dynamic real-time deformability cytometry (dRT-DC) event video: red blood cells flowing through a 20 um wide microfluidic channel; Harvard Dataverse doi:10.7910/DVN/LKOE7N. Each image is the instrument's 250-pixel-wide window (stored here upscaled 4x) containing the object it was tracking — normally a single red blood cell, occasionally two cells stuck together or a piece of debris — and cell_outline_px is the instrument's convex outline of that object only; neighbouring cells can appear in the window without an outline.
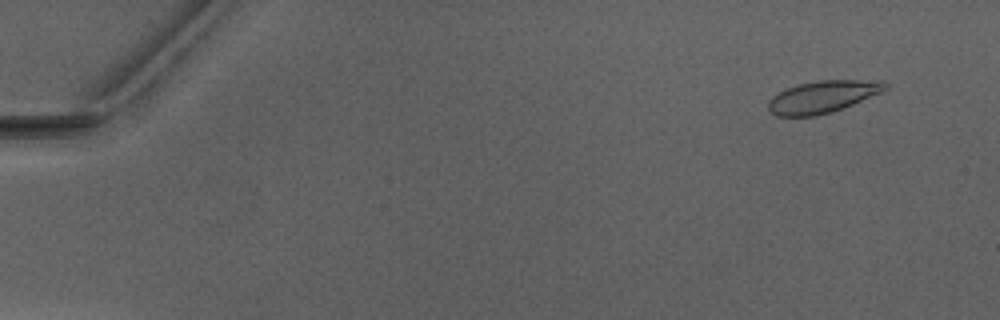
{"species": "Egyptian fruit bat (a non-hibernating species)", "species_latin": "Rousettus aegyptiacus", "temperature_condition": "warm", "stored_images_in_passage": 53, "camera_frame_rate_fps": 3000, "um_per_image_px": 0.085, "animal": {"sex": "male"}, "frame": {"image": 1, "passage_image": 5, "time_ms": 1.333, "image_size_px": [1000, 320], "cell_outline_px": [[888, 88], [880, 92], [852, 104], [832, 112], [816, 116], [776, 116], [768, 108], [768, 100], [772, 96], [784, 88], [800, 84], [820, 80], [880, 80], [888, 84]], "centroid_in_image_um": [69.89, 8.22], "position_along_channel_um": 15.1, "area_um2": 21.79}}
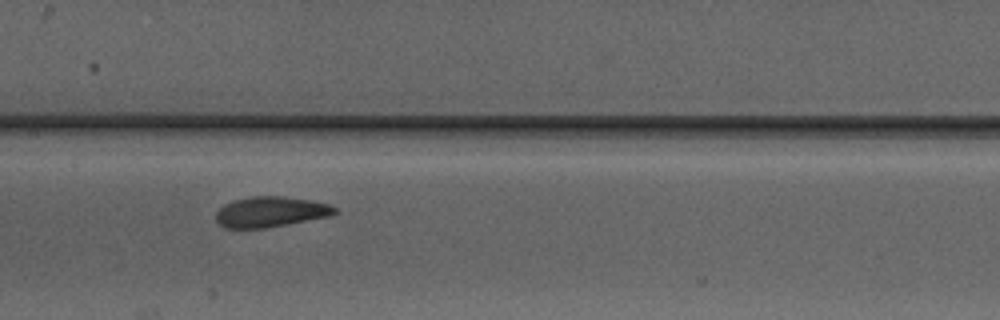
{"frame": {"image": 2, "passage_image": 28, "time_ms": 9.0, "image_size_px": [1000, 320], "cell_outline_px": [[340, 212], [328, 216], [268, 228], [224, 228], [216, 220], [216, 212], [224, 204], [232, 200], [252, 196], [280, 196], [312, 200], [328, 204], [336, 208]], "centroid_in_image_um": [22.99, 18.0], "position_along_channel_um": 184.4, "area_um2": 21.15}}
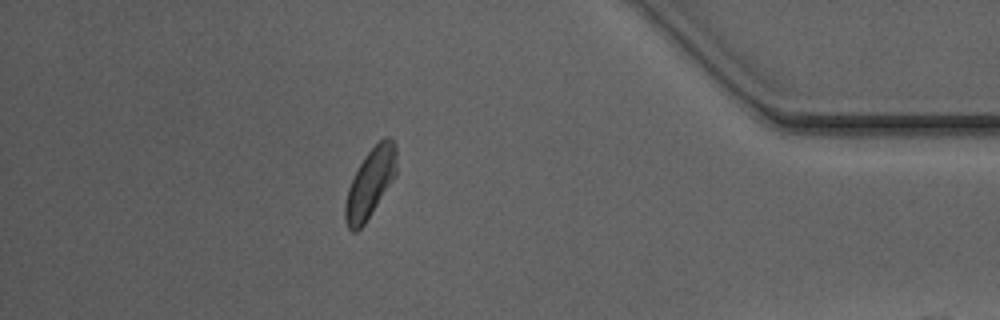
{"frame": {"image": 3, "passage_image": 47, "time_ms": 15.333, "image_size_px": [1000, 320], "cell_outline_px": [[396, 176], [364, 224], [356, 232], [352, 232], [348, 228], [344, 220], [344, 204], [348, 188], [364, 156], [384, 136], [388, 136], [392, 140], [396, 148]], "centroid_in_image_um": [31.46, 15.58], "position_along_channel_um": 403.7, "area_um2": 20.52}, "authors_computed_cell_mechanics": {"area_um2": 21.2126, "velocity_mm_per_s": 4.0544, "shape_relaxation_time_tau1_ms": 4.415, "shape_relaxation_time_tau2_ms": 0.8914, "deformation_change_tau1": 0.1154, "deformation_change_tau2": 0.0383}}